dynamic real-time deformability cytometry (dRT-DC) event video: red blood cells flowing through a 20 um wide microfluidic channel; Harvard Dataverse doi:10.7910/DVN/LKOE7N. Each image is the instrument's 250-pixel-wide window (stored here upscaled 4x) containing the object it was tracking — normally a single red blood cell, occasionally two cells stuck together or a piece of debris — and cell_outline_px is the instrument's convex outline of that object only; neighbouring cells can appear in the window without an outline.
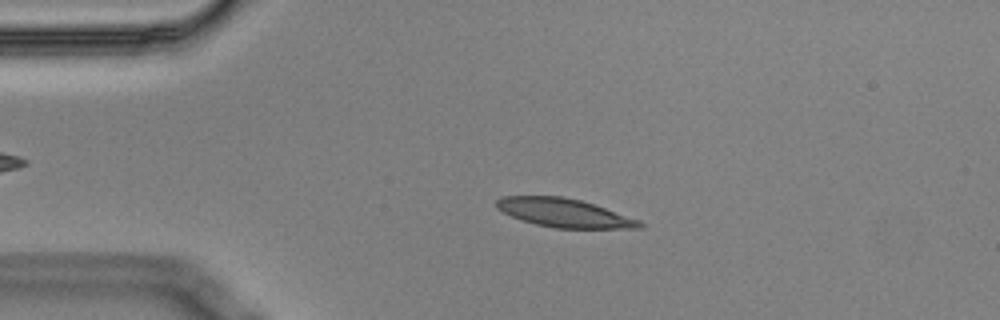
{"species": "Egyptian fruit bat (a non-hibernating species)", "species_latin": "Rousettus aegyptiacus", "temperature_condition": "cold", "stored_images_in_passage": 54, "camera_frame_rate_fps": 3000, "um_per_image_px": 0.085, "animal": {"sex": "male"}, "frame": {"image": 1, "passage_image": 10, "time_ms": 3.0, "image_size_px": [1000, 320], "cell_outline_px": [[644, 228], [556, 228], [536, 224], [512, 216], [496, 208], [496, 200], [504, 196], [560, 196], [580, 200], [640, 220], [644, 224]], "centroid_in_image_um": [47.96, 18.09], "position_along_channel_um": 37.0, "area_um2": 23.47}}
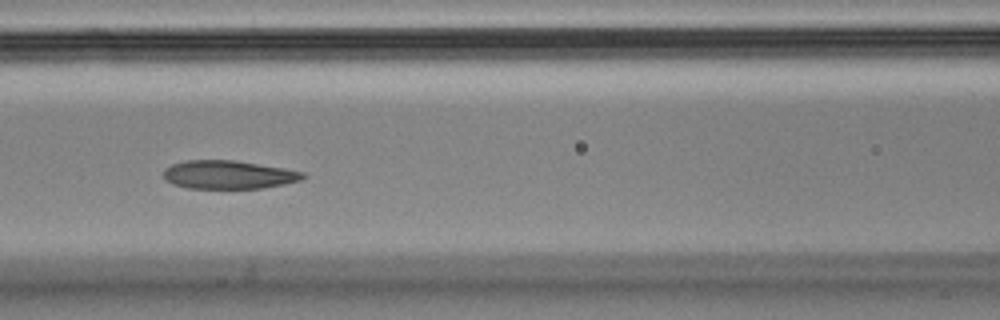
{"frame": {"image": 2, "passage_image": 22, "time_ms": 7.0, "image_size_px": [1000, 320], "cell_outline_px": [[308, 176], [300, 180], [284, 184], [264, 188], [188, 188], [172, 184], [164, 180], [164, 168], [172, 164], [188, 160], [232, 160], [284, 168], [304, 172]], "centroid_in_image_um": [19.41, 14.85], "position_along_channel_um": 147.2, "area_um2": 23.06}}
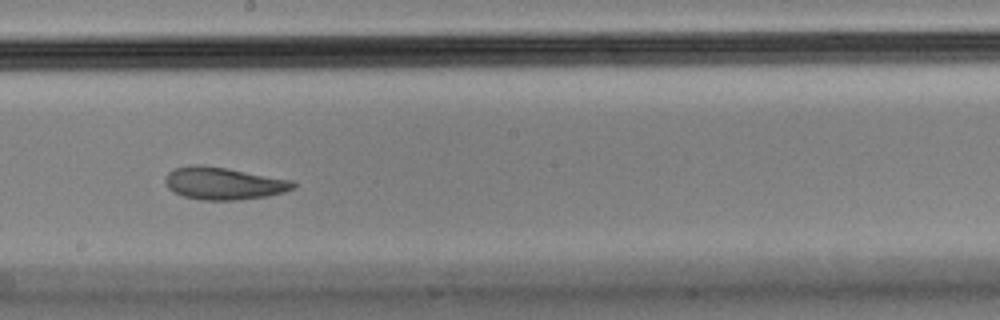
{"frame": {"image": 3, "passage_image": 29, "time_ms": 9.333, "image_size_px": [1000, 320], "cell_outline_px": [[296, 184], [292, 188], [284, 192], [268, 196], [240, 200], [200, 200], [184, 196], [168, 188], [164, 180], [168, 172], [176, 168], [192, 164], [200, 164], [224, 168], [292, 180]], "centroid_in_image_um": [18.98, 15.59], "position_along_channel_um": 229.2, "area_um2": 23.93}, "authors_computed_cell_mechanics": {"area_um2": 24.2471, "velocity_mm_per_s": 3.529, "shape_relaxation_time_tau1_ms": null, "shape_relaxation_time_tau2_ms": 2.288, "deformation_change_tau1": null, "deformation_change_tau2": 0.067}}